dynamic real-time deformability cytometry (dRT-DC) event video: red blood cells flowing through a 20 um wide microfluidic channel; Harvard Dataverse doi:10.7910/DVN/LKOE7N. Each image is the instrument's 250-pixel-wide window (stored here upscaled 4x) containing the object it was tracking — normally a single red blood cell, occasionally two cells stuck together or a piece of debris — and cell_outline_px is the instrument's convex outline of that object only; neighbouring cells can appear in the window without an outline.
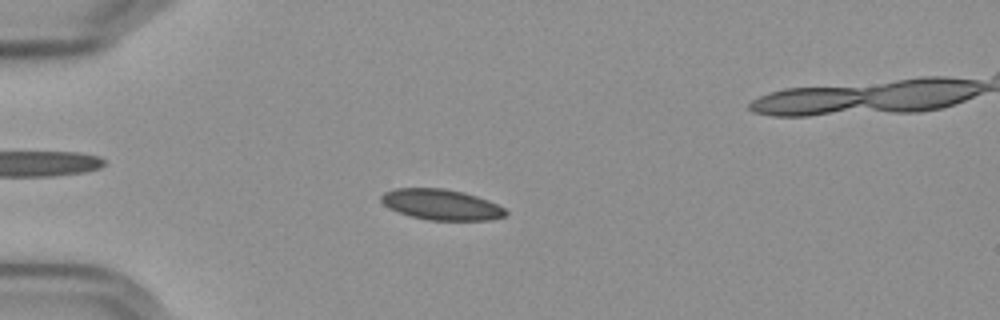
{"species": "Egyptian fruit bat (a non-hibernating species)", "species_latin": "Rousettus aegyptiacus", "temperature_condition": "cold", "stored_images_in_passage": 58, "segment_of_instrument_passage": [1, 2], "camera_frame_rate_fps": 3000, "um_per_image_px": 0.085, "frame": {"image": 1, "passage_image": 16, "time_ms": 5.0, "image_size_px": [1000, 320], "cell_outline_px": [[508, 212], [504, 216], [488, 220], [428, 220], [412, 216], [388, 208], [380, 200], [380, 196], [384, 192], [396, 188], [444, 188], [464, 192], [488, 200], [504, 208]], "centroid_in_image_um": [37.49, 17.38], "position_along_channel_um": 47.5, "area_um2": 22.14}}
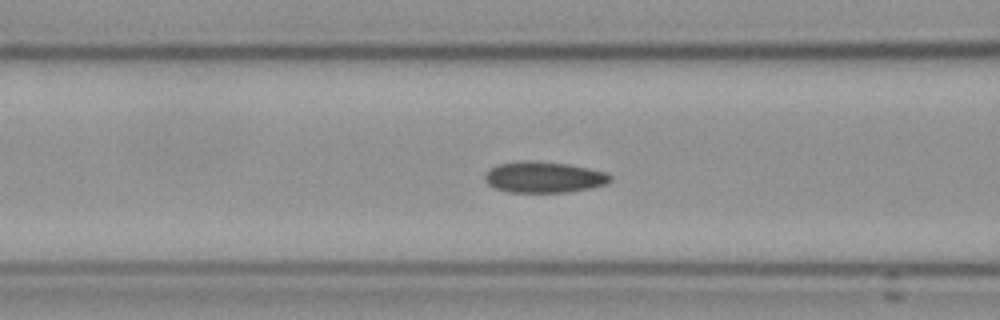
{"frame": {"image": 2, "passage_image": 24, "time_ms": 7.667, "image_size_px": [1000, 320], "cell_outline_px": [[612, 180], [608, 184], [592, 188], [568, 192], [508, 192], [496, 188], [488, 184], [484, 180], [484, 176], [492, 168], [500, 164], [568, 164], [608, 172], [612, 176]], "centroid_in_image_um": [46.35, 15.12], "position_along_channel_um": 120.3, "area_um2": 21.73}}
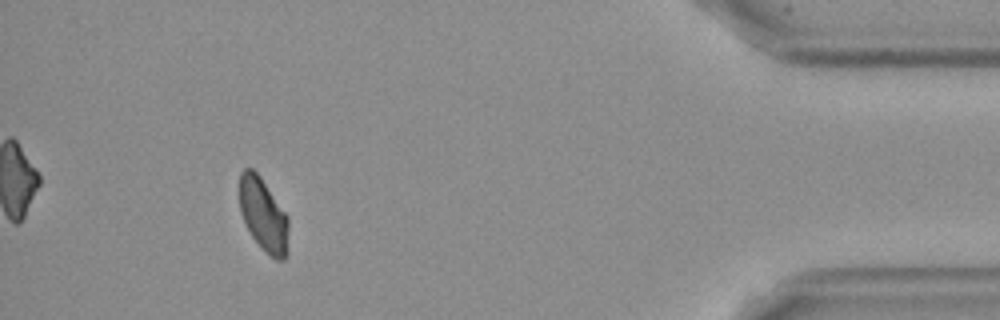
{"frame": {"image": 3, "passage_image": 53, "time_ms": 17.333, "image_size_px": [1000, 320], "cell_outline_px": [[288, 252], [284, 260], [276, 260], [252, 236], [240, 212], [240, 172], [244, 168], [252, 168], [260, 176], [288, 216]], "centroid_in_image_um": [22.4, 18.24], "position_along_channel_um": 412.8, "area_um2": 20.63}}